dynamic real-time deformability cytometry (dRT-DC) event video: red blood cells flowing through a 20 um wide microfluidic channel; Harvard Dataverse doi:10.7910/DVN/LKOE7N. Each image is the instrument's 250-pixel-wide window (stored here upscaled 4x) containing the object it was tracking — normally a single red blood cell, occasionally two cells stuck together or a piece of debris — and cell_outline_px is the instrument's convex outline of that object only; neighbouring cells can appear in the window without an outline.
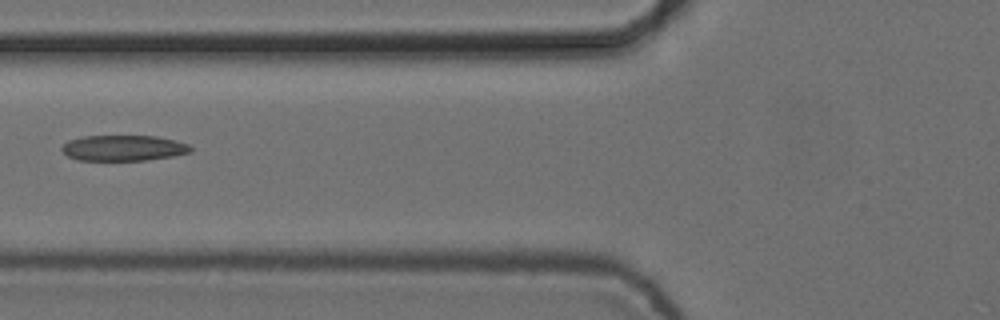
{"species": "common noctule bat (a hibernating species)", "species_latin": "Nyctalus noctula", "temperature_condition": "cold", "stored_images_in_passage": 2, "camera_frame_rate_fps": 3000, "um_per_image_px": 0.085, "animal": {"sex": "female", "body_mass_g": 24.6, "forearm_length_mm": 56.2}, "frame": {"image": 1, "passage_image": 2, "time_ms": 0.333, "image_size_px": [1000, 320], "cell_outline_px": [[192, 152], [172, 156], [148, 160], [76, 160], [68, 156], [60, 148], [68, 140], [80, 136], [156, 136], [188, 144], [192, 148]], "centroid_in_image_um": [10.47, 12.58], "position_along_channel_um": 115.3, "area_um2": 19.25}}